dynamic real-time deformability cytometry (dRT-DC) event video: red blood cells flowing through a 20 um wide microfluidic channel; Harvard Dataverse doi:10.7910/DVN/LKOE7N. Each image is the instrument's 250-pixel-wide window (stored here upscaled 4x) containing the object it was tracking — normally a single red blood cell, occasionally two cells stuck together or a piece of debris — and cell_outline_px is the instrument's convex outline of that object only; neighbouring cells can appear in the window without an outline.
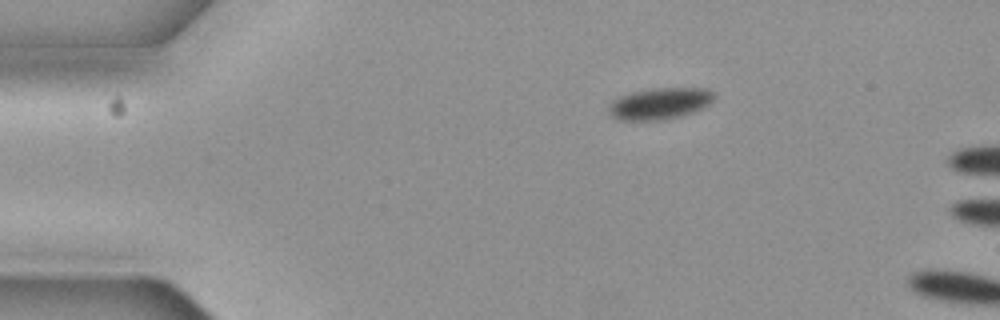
{"species": "common noctule bat (a hibernating species)", "species_latin": "Nyctalus noctula", "temperature_condition": "cold", "stored_images_in_passage": 2, "camera_frame_rate_fps": 3000, "um_per_image_px": 0.085, "animal": {"sex": "female", "body_mass_g": 19.3, "forearm_length_mm": 54.1}, "frame": {"image": 1, "passage_image": 1, "time_ms": 0.0, "image_size_px": [1000, 320], "cell_outline_px": [[716, 96], [708, 104], [692, 112], [680, 116], [664, 120], [616, 120], [608, 112], [608, 104], [612, 100], [620, 96], [632, 92], [652, 88], [708, 88], [716, 92]], "centroid_in_image_um": [56.06, 8.79], "position_along_channel_um": 28.9, "area_um2": 19.54}}